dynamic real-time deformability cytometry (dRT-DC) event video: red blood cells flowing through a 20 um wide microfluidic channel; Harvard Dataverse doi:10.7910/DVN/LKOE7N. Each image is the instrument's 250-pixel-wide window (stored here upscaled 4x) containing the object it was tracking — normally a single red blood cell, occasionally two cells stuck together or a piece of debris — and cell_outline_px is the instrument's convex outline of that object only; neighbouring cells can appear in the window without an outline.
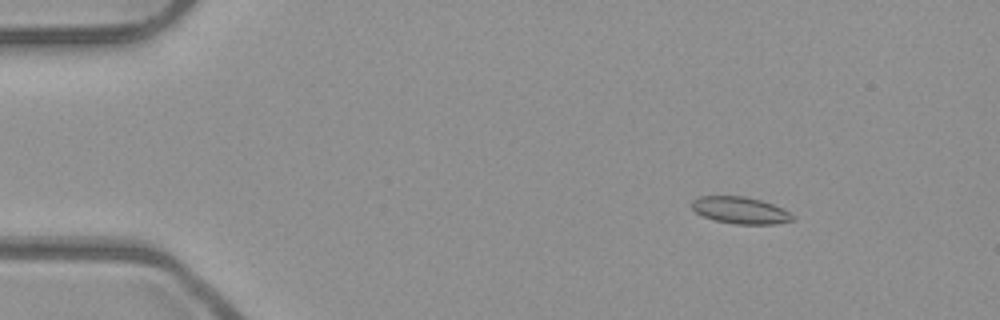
{"species": "common noctule bat (a hibernating species)", "species_latin": "Nyctalus noctula", "temperature_condition": "room temperature", "stored_images_in_passage": 5, "camera_frame_rate_fps": 3000, "um_per_image_px": 0.085, "animal": {"sex": "male", "body_mass_g": 23.1, "forearm_length_mm": 52.7}, "frame": {"image": 1, "passage_image": 2, "time_ms": 0.333, "image_size_px": [1000, 320], "cell_outline_px": [[796, 220], [776, 224], [736, 224], [712, 220], [696, 212], [692, 208], [692, 200], [696, 196], [744, 196], [760, 200], [772, 204], [796, 216]], "centroid_in_image_um": [62.92, 17.88], "position_along_channel_um": 22.1, "area_um2": 15.84}}
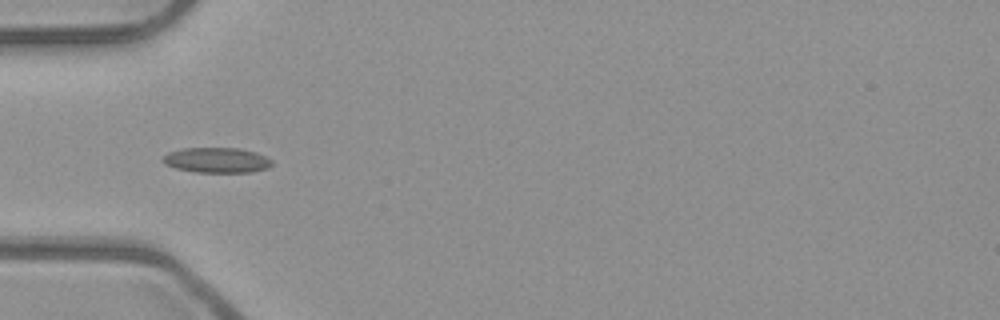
{"frame": {"image": 2, "passage_image": 5, "time_ms": 1.333, "image_size_px": [1000, 320], "cell_outline_px": [[272, 164], [268, 168], [252, 172], [196, 172], [176, 168], [164, 164], [160, 160], [168, 152], [184, 148], [240, 148], [256, 152], [272, 160]], "centroid_in_image_um": [18.41, 13.61], "position_along_channel_um": 66.6, "area_um2": 16.07}}